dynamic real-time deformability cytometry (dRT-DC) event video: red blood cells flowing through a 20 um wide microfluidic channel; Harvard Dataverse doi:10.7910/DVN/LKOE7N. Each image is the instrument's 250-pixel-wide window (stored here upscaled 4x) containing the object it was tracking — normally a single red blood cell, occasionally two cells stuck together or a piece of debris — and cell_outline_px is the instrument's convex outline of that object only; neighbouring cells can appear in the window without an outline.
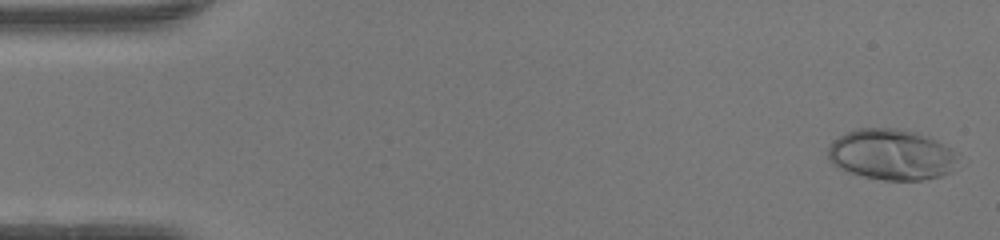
{"species": "human", "species_latin": "Homo sapiens", "temperature_condition": "warm", "stored_images_in_passage": 49, "camera_frame_rate_fps": 3000, "um_per_image_px": 0.085, "donor": {"sex": "female"}, "frame": {"image": 1, "passage_image": 2, "time_ms": 0.333, "image_size_px": [1000, 240], "cell_outline_px": [[960, 152], [948, 172], [940, 176], [920, 180], [884, 180], [864, 176], [840, 168], [832, 164], [828, 160], [828, 148], [832, 140], [856, 128], [896, 128], [920, 132]], "centroid_in_image_um": [75.77, 13.11], "position_along_channel_um": 9.2, "area_um2": 38.49}}
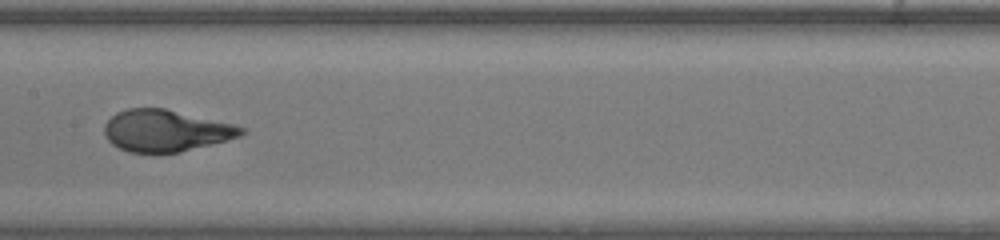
{"frame": {"image": 2, "passage_image": 25, "time_ms": 8.0, "image_size_px": [1000, 240], "cell_outline_px": [[248, 132], [240, 136], [228, 140], [180, 152], [128, 152], [112, 144], [108, 140], [104, 132], [104, 124], [116, 112], [128, 108], [164, 108], [232, 124], [248, 128]], "centroid_in_image_um": [14.1, 11.1], "position_along_channel_um": 193.3, "area_um2": 33.18}}
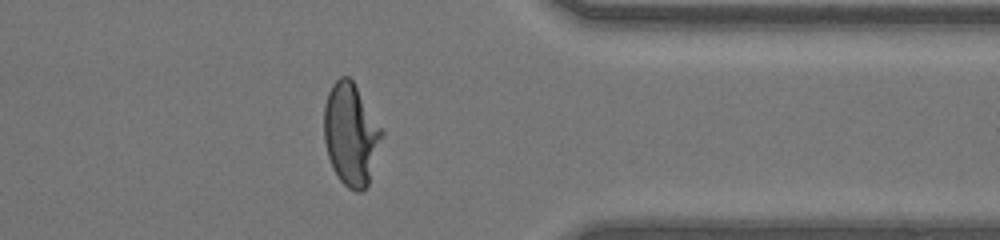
{"frame": {"image": 3, "passage_image": 39, "time_ms": 12.667, "image_size_px": [1000, 240], "cell_outline_px": [[384, 136], [368, 184], [360, 192], [356, 192], [348, 188], [340, 180], [332, 168], [328, 156], [324, 140], [324, 104], [328, 92], [332, 84], [340, 76], [348, 76], [352, 80], [384, 132]], "centroid_in_image_um": [29.82, 11.43], "position_along_channel_um": 381.6, "area_um2": 34.39}, "authors_computed_cell_mechanics": {"area_um2": 33.9864, "velocity_mm_per_s": 4.2884, "shape_relaxation_time_tau1_ms": 4.1578, "shape_relaxation_time_tau2_ms": null, "deformation_change_tau1": 0.2593, "deformation_change_tau2": null}}